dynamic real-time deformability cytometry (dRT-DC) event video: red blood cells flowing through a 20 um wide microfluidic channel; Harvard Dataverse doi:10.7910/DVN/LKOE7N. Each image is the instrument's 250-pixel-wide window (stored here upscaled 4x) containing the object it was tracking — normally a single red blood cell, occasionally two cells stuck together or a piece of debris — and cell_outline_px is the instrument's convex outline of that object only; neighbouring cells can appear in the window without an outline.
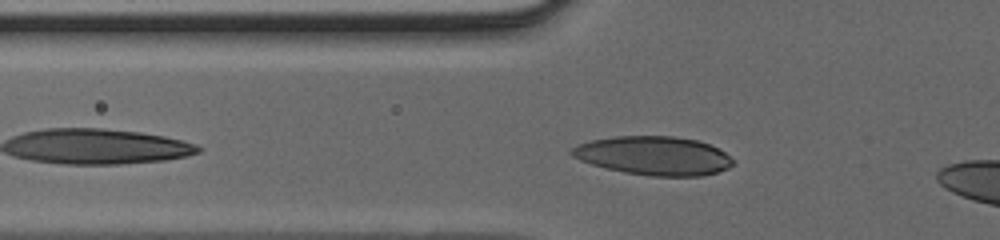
{"species": "human", "species_latin": "Homo sapiens", "temperature_condition": "cold", "stored_images_in_passage": 30, "camera_frame_rate_fps": 3000, "um_per_image_px": 0.085, "donor": {"sex": "male"}, "frame": {"image": 1, "passage_image": 5, "time_ms": 1.333, "image_size_px": [1000, 240], "cell_outline_px": [[732, 164], [728, 168], [704, 176], [652, 176], [624, 172], [592, 164], [580, 160], [572, 156], [568, 152], [576, 144], [592, 140], [616, 136], [672, 136], [696, 140], [708, 144], [724, 152], [732, 160]], "centroid_in_image_um": [55.53, 13.23], "position_along_channel_um": 70.3, "area_um2": 36.13}}
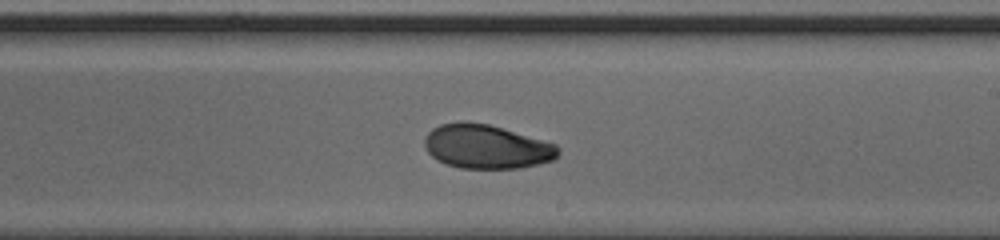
{"frame": {"image": 2, "passage_image": 17, "time_ms": 5.333, "image_size_px": [1000, 240], "cell_outline_px": [[560, 152], [552, 160], [520, 168], [460, 168], [436, 160], [428, 152], [424, 144], [424, 140], [428, 132], [432, 128], [440, 124], [460, 120], [488, 124], [556, 144], [560, 148]], "centroid_in_image_um": [41.32, 12.45], "position_along_channel_um": 247.7, "area_um2": 34.16}}
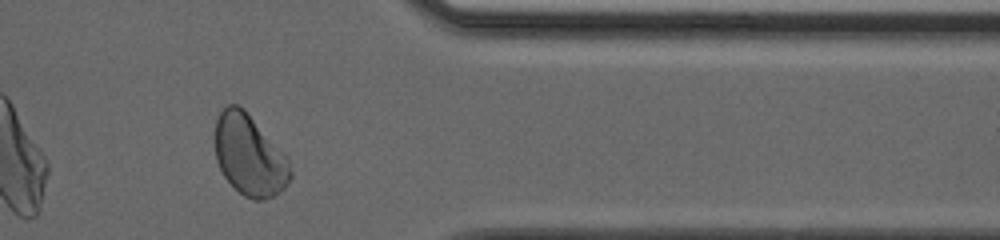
{"frame": {"image": 3, "passage_image": 27, "time_ms": 8.667, "image_size_px": [1000, 240], "cell_outline_px": [[292, 176], [284, 188], [280, 192], [264, 200], [252, 200], [244, 196], [224, 176], [216, 160], [216, 120], [220, 112], [228, 104], [236, 104], [244, 108], [288, 156], [292, 172]], "centroid_in_image_um": [21.24, 13.2], "position_along_channel_um": 390.2, "area_um2": 35.6}}